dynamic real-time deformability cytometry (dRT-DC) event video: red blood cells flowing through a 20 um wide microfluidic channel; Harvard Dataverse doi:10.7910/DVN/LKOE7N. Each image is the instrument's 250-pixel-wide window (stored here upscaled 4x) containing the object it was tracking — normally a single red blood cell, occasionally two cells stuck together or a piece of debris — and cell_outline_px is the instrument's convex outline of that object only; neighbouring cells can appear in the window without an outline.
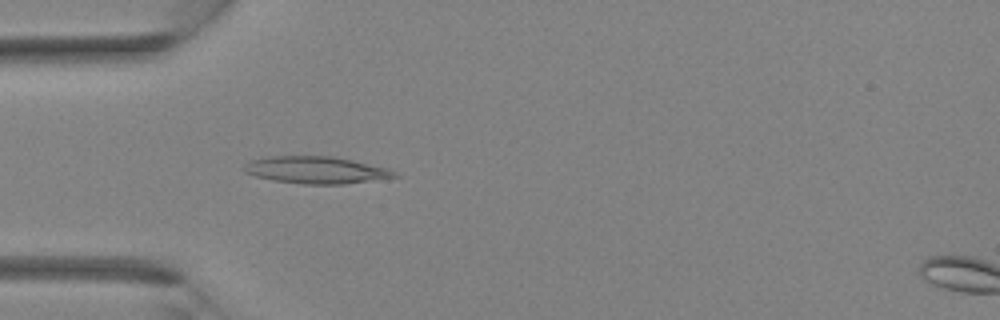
{"species": "Egyptian fruit bat (a non-hibernating species)", "species_latin": "Rousettus aegyptiacus", "temperature_condition": "room temperature", "stored_images_in_passage": 33, "camera_frame_rate_fps": 3000, "um_per_image_px": 0.085, "animal": {"sex": "female"}, "frame": {"image": 1, "passage_image": 8, "time_ms": 2.333, "image_size_px": [1000, 320], "cell_outline_px": [[400, 176], [344, 184], [300, 184], [272, 180], [256, 176], [244, 172], [244, 164], [248, 160], [264, 156], [332, 156], [352, 160], [388, 168], [396, 172]], "centroid_in_image_um": [26.81, 14.44], "position_along_channel_um": 58.2, "area_um2": 23.87}}
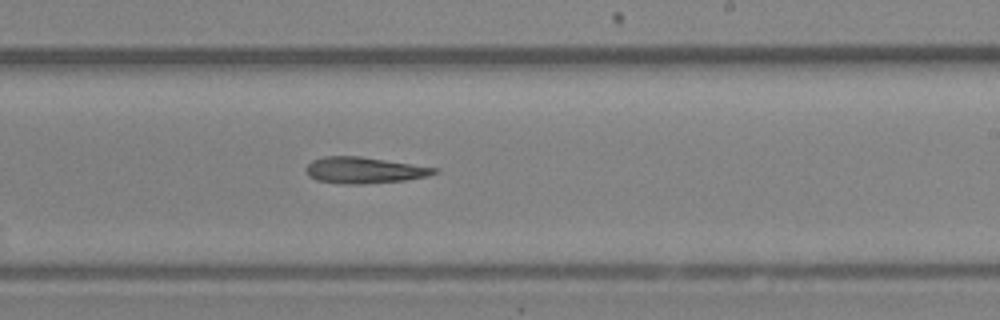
{"frame": {"image": 2, "passage_image": 19, "time_ms": 6.0, "image_size_px": [1000, 320], "cell_outline_px": [[440, 172], [428, 176], [404, 180], [364, 184], [348, 184], [316, 180], [308, 176], [304, 168], [312, 160], [324, 156], [360, 156], [440, 168]], "centroid_in_image_um": [30.97, 14.46], "position_along_channel_um": 258.0, "area_um2": 19.77}}
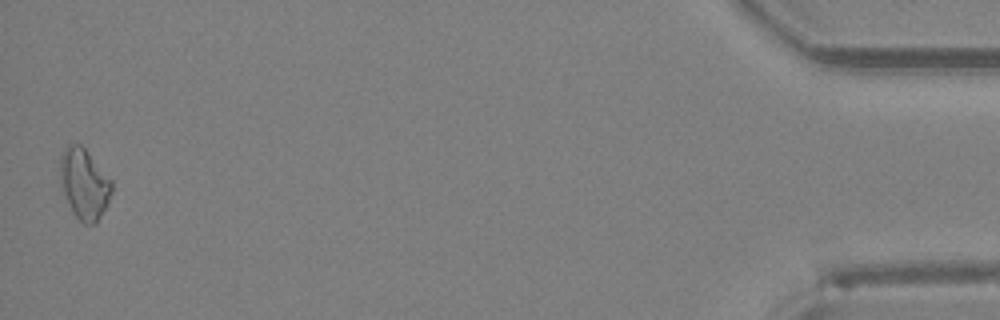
{"frame": {"image": 3, "passage_image": 33, "time_ms": 10.667, "image_size_px": [1000, 320], "cell_outline_px": [[112, 192], [108, 204], [96, 224], [84, 224], [72, 212], [60, 188], [60, 156], [64, 148], [68, 144], [80, 144], [84, 148], [112, 180]], "centroid_in_image_um": [7.15, 15.65], "position_along_channel_um": 428.1, "area_um2": 21.44}}